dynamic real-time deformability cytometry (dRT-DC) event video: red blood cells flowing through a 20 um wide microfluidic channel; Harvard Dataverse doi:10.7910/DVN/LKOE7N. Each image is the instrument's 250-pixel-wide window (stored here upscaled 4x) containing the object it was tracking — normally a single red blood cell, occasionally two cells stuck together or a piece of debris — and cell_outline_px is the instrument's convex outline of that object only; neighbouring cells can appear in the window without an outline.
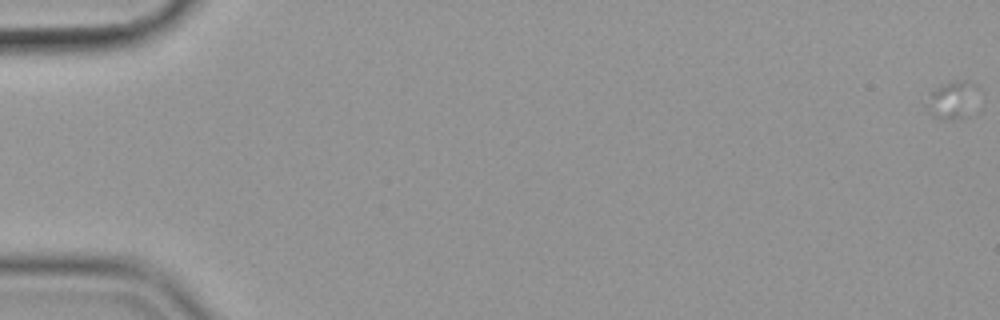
{"species": "common noctule bat (a hibernating species)", "species_latin": "Nyctalus noctula", "temperature_condition": "cold", "stored_images_in_passage": 9, "camera_frame_rate_fps": 3000, "um_per_image_px": 0.085, "animal": {"sex": "female", "body_mass_g": 19.9}, "frame": {"image": 1, "passage_image": 1, "time_ms": 0.0, "image_size_px": [1000, 320], "cell_outline_px": [[980, 88], [968, 116], [948, 120], [940, 120], [932, 116], [924, 108], [924, 104], [932, 92], [936, 88], [944, 84], [956, 80], [964, 80], [976, 84]], "centroid_in_image_um": [80.93, 8.51], "position_along_channel_um": 4.1, "area_um2": 11.56}}